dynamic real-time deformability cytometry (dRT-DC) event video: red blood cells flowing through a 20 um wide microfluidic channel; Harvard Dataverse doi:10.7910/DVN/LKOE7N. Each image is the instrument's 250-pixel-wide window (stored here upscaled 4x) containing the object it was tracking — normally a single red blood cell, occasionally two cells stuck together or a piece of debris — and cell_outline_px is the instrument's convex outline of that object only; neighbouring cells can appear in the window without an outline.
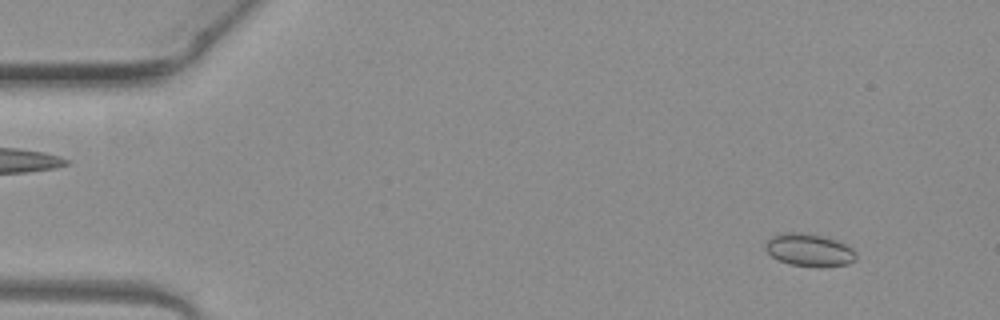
{"species": "common noctule bat (a hibernating species)", "species_latin": "Nyctalus noctula", "temperature_condition": "warm", "stored_images_in_passage": 4, "camera_frame_rate_fps": 3000, "um_per_image_px": 0.085, "animal": {"sex": "female", "body_mass_g": 19.3, "forearm_length_mm": 54.1}, "frame": {"image": 1, "passage_image": 1, "time_ms": 0.0, "image_size_px": [1000, 320], "cell_outline_px": [[856, 260], [848, 264], [820, 268], [816, 268], [788, 264], [772, 256], [764, 248], [764, 244], [772, 236], [788, 232], [792, 232], [820, 236], [844, 244], [852, 248], [856, 252]], "centroid_in_image_um": [68.78, 21.29], "position_along_channel_um": 16.2, "area_um2": 17.11}}
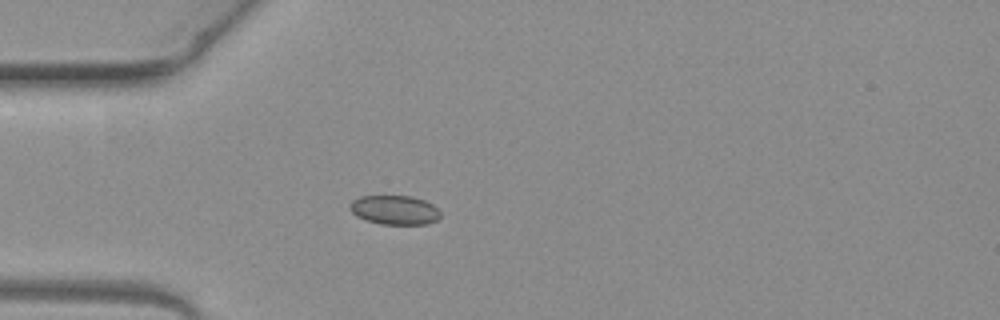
{"frame": {"image": 2, "passage_image": 4, "time_ms": 1.0, "image_size_px": [1000, 320], "cell_outline_px": [[440, 216], [436, 220], [428, 224], [380, 224], [364, 220], [356, 216], [348, 208], [348, 204], [352, 200], [360, 196], [412, 196], [424, 200], [432, 204], [440, 212]], "centroid_in_image_um": [33.5, 17.85], "position_along_channel_um": 51.5, "area_um2": 15.55}}